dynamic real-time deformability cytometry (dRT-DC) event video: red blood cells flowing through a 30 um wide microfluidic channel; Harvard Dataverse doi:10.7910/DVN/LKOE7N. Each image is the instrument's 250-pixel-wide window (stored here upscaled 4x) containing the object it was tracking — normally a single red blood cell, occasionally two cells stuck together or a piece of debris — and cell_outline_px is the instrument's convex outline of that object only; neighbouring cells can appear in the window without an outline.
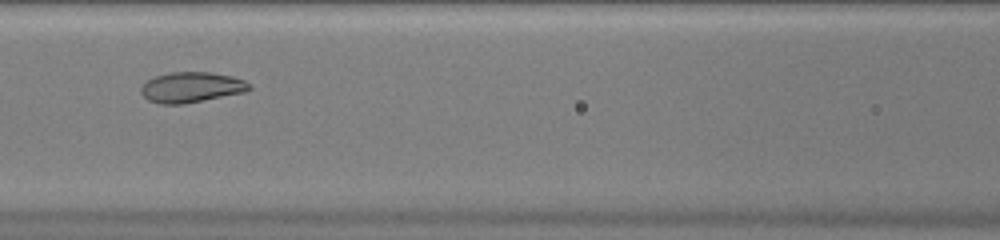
{"species": "common noctule bat (a hibernating species)", "species_latin": "Nyctalus noctula", "temperature_condition": "warm", "stored_images_in_passage": 36, "camera_frame_rate_fps": 3000, "um_per_image_px": 0.085, "animal": {"sex": "female", "body_mass_g": 20.0, "forearm_length_mm": 54.0}, "frame": {"image": 1, "passage_image": 13, "time_ms": 4.0, "image_size_px": [1000, 240], "cell_outline_px": [[252, 88], [244, 92], [184, 104], [160, 104], [148, 100], [140, 92], [140, 88], [148, 80], [156, 76], [172, 72], [208, 72], [232, 76], [244, 80]], "centroid_in_image_um": [16.25, 7.42], "position_along_channel_um": 150.3, "area_um2": 19.02}}
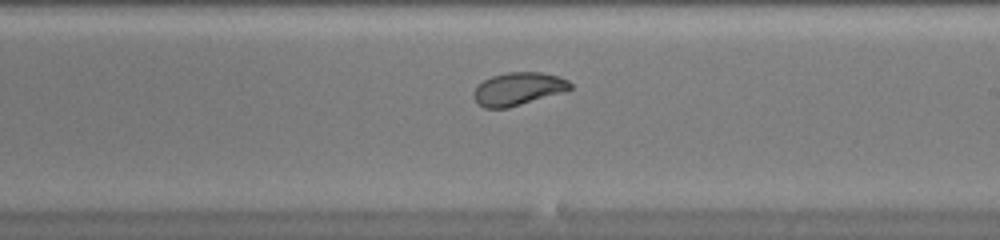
{"frame": {"image": 2, "passage_image": 20, "time_ms": 6.333, "image_size_px": [1000, 240], "cell_outline_px": [[572, 88], [564, 92], [508, 108], [484, 108], [472, 96], [472, 92], [476, 84], [492, 76], [508, 72], [540, 72], [560, 76], [568, 80], [572, 84]], "centroid_in_image_um": [44.04, 7.55], "position_along_channel_um": 245.0, "area_um2": 18.67}}
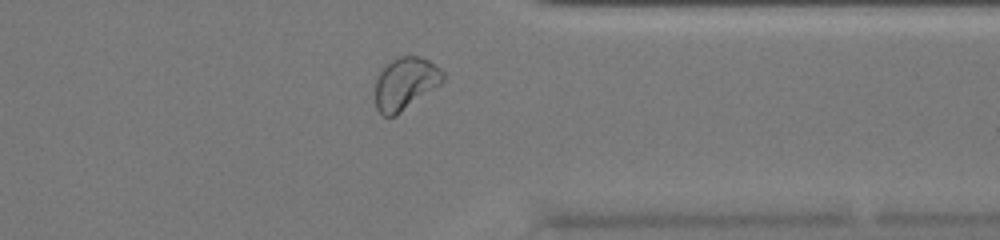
{"frame": {"image": 3, "passage_image": 30, "time_ms": 9.667, "image_size_px": [1000, 240], "cell_outline_px": [[444, 80], [440, 84], [396, 116], [384, 116], [376, 108], [376, 80], [380, 72], [392, 60], [400, 56], [420, 56], [428, 60], [440, 68], [444, 72]], "centroid_in_image_um": [34.47, 7.1], "position_along_channel_um": 376.9, "area_um2": 20.4}, "authors_computed_cell_mechanics": {"area_um2": 19.7098, "velocity_mm_per_s": 4.0668, "shape_relaxation_time_tau1_ms": 3.1216, "shape_relaxation_time_tau2_ms": 1.0759, "deformation_change_tau1": 0.1289, "deformation_change_tau2": 0.0398}}